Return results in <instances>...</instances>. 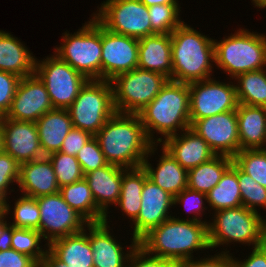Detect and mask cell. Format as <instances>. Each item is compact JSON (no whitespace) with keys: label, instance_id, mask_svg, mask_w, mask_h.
Listing matches in <instances>:
<instances>
[{"label":"cell","instance_id":"51","mask_svg":"<svg viewBox=\"0 0 266 267\" xmlns=\"http://www.w3.org/2000/svg\"><path fill=\"white\" fill-rule=\"evenodd\" d=\"M264 216L265 218L261 225L257 248L266 256V215Z\"/></svg>","mask_w":266,"mask_h":267},{"label":"cell","instance_id":"46","mask_svg":"<svg viewBox=\"0 0 266 267\" xmlns=\"http://www.w3.org/2000/svg\"><path fill=\"white\" fill-rule=\"evenodd\" d=\"M92 137L89 132L73 127L65 137L60 152L76 156Z\"/></svg>","mask_w":266,"mask_h":267},{"label":"cell","instance_id":"36","mask_svg":"<svg viewBox=\"0 0 266 267\" xmlns=\"http://www.w3.org/2000/svg\"><path fill=\"white\" fill-rule=\"evenodd\" d=\"M179 4H156L148 7L149 20L154 34H171L182 21Z\"/></svg>","mask_w":266,"mask_h":267},{"label":"cell","instance_id":"30","mask_svg":"<svg viewBox=\"0 0 266 267\" xmlns=\"http://www.w3.org/2000/svg\"><path fill=\"white\" fill-rule=\"evenodd\" d=\"M63 199L88 223L102 222L105 215L98 209L85 178L59 189Z\"/></svg>","mask_w":266,"mask_h":267},{"label":"cell","instance_id":"26","mask_svg":"<svg viewBox=\"0 0 266 267\" xmlns=\"http://www.w3.org/2000/svg\"><path fill=\"white\" fill-rule=\"evenodd\" d=\"M36 57L18 37L0 30V70L20 78L35 74Z\"/></svg>","mask_w":266,"mask_h":267},{"label":"cell","instance_id":"13","mask_svg":"<svg viewBox=\"0 0 266 267\" xmlns=\"http://www.w3.org/2000/svg\"><path fill=\"white\" fill-rule=\"evenodd\" d=\"M39 211V232L48 245L55 239L83 231L88 222L62 197L60 192L36 198Z\"/></svg>","mask_w":266,"mask_h":267},{"label":"cell","instance_id":"22","mask_svg":"<svg viewBox=\"0 0 266 267\" xmlns=\"http://www.w3.org/2000/svg\"><path fill=\"white\" fill-rule=\"evenodd\" d=\"M17 187L21 195L37 198L59 192L54 168L47 156L20 164Z\"/></svg>","mask_w":266,"mask_h":267},{"label":"cell","instance_id":"5","mask_svg":"<svg viewBox=\"0 0 266 267\" xmlns=\"http://www.w3.org/2000/svg\"><path fill=\"white\" fill-rule=\"evenodd\" d=\"M215 66L230 76L266 68V35L239 28L221 40L214 39Z\"/></svg>","mask_w":266,"mask_h":267},{"label":"cell","instance_id":"19","mask_svg":"<svg viewBox=\"0 0 266 267\" xmlns=\"http://www.w3.org/2000/svg\"><path fill=\"white\" fill-rule=\"evenodd\" d=\"M3 151L19 164L45 157L35 122L16 121L1 117Z\"/></svg>","mask_w":266,"mask_h":267},{"label":"cell","instance_id":"41","mask_svg":"<svg viewBox=\"0 0 266 267\" xmlns=\"http://www.w3.org/2000/svg\"><path fill=\"white\" fill-rule=\"evenodd\" d=\"M20 164L8 153H0V194L9 202V196L15 192L13 183L18 184ZM12 188V189H11ZM9 191V192H8Z\"/></svg>","mask_w":266,"mask_h":267},{"label":"cell","instance_id":"29","mask_svg":"<svg viewBox=\"0 0 266 267\" xmlns=\"http://www.w3.org/2000/svg\"><path fill=\"white\" fill-rule=\"evenodd\" d=\"M147 177V172L142 166L137 168L123 167L120 198L115 207L121 210L122 215H126L127 219H130L132 222L140 212L141 193Z\"/></svg>","mask_w":266,"mask_h":267},{"label":"cell","instance_id":"53","mask_svg":"<svg viewBox=\"0 0 266 267\" xmlns=\"http://www.w3.org/2000/svg\"><path fill=\"white\" fill-rule=\"evenodd\" d=\"M9 217L5 216L4 214L0 215V234L10 225V222L7 221Z\"/></svg>","mask_w":266,"mask_h":267},{"label":"cell","instance_id":"38","mask_svg":"<svg viewBox=\"0 0 266 267\" xmlns=\"http://www.w3.org/2000/svg\"><path fill=\"white\" fill-rule=\"evenodd\" d=\"M233 162L266 188V151L264 149L240 150L233 157Z\"/></svg>","mask_w":266,"mask_h":267},{"label":"cell","instance_id":"11","mask_svg":"<svg viewBox=\"0 0 266 267\" xmlns=\"http://www.w3.org/2000/svg\"><path fill=\"white\" fill-rule=\"evenodd\" d=\"M91 15L107 30L140 39L152 35L148 7L140 0H105Z\"/></svg>","mask_w":266,"mask_h":267},{"label":"cell","instance_id":"1","mask_svg":"<svg viewBox=\"0 0 266 267\" xmlns=\"http://www.w3.org/2000/svg\"><path fill=\"white\" fill-rule=\"evenodd\" d=\"M94 137L106 161L124 168L142 166L153 145L138 114L115 112Z\"/></svg>","mask_w":266,"mask_h":267},{"label":"cell","instance_id":"52","mask_svg":"<svg viewBox=\"0 0 266 267\" xmlns=\"http://www.w3.org/2000/svg\"><path fill=\"white\" fill-rule=\"evenodd\" d=\"M143 4H145L147 7H151L153 5L159 4H179L178 0H140Z\"/></svg>","mask_w":266,"mask_h":267},{"label":"cell","instance_id":"24","mask_svg":"<svg viewBox=\"0 0 266 267\" xmlns=\"http://www.w3.org/2000/svg\"><path fill=\"white\" fill-rule=\"evenodd\" d=\"M139 40L138 65L143 70L172 78V49L170 34H154Z\"/></svg>","mask_w":266,"mask_h":267},{"label":"cell","instance_id":"2","mask_svg":"<svg viewBox=\"0 0 266 267\" xmlns=\"http://www.w3.org/2000/svg\"><path fill=\"white\" fill-rule=\"evenodd\" d=\"M138 245L153 256L179 264L193 259L196 251L211 249L207 223L174 216L151 229L138 241Z\"/></svg>","mask_w":266,"mask_h":267},{"label":"cell","instance_id":"9","mask_svg":"<svg viewBox=\"0 0 266 267\" xmlns=\"http://www.w3.org/2000/svg\"><path fill=\"white\" fill-rule=\"evenodd\" d=\"M168 80L161 73L138 67L115 76L110 82L116 112L138 114L158 95Z\"/></svg>","mask_w":266,"mask_h":267},{"label":"cell","instance_id":"16","mask_svg":"<svg viewBox=\"0 0 266 267\" xmlns=\"http://www.w3.org/2000/svg\"><path fill=\"white\" fill-rule=\"evenodd\" d=\"M53 109L45 84L33 74L20 79L10 109L4 117L16 121L36 122Z\"/></svg>","mask_w":266,"mask_h":267},{"label":"cell","instance_id":"39","mask_svg":"<svg viewBox=\"0 0 266 267\" xmlns=\"http://www.w3.org/2000/svg\"><path fill=\"white\" fill-rule=\"evenodd\" d=\"M51 161L59 188L84 178L76 156L55 152L47 156Z\"/></svg>","mask_w":266,"mask_h":267},{"label":"cell","instance_id":"33","mask_svg":"<svg viewBox=\"0 0 266 267\" xmlns=\"http://www.w3.org/2000/svg\"><path fill=\"white\" fill-rule=\"evenodd\" d=\"M233 81L238 103L266 107V68L240 74Z\"/></svg>","mask_w":266,"mask_h":267},{"label":"cell","instance_id":"37","mask_svg":"<svg viewBox=\"0 0 266 267\" xmlns=\"http://www.w3.org/2000/svg\"><path fill=\"white\" fill-rule=\"evenodd\" d=\"M231 167L237 172L242 205L247 209L258 213L260 208L265 211L266 188L253 180L250 175L243 172L234 162L231 164Z\"/></svg>","mask_w":266,"mask_h":267},{"label":"cell","instance_id":"4","mask_svg":"<svg viewBox=\"0 0 266 267\" xmlns=\"http://www.w3.org/2000/svg\"><path fill=\"white\" fill-rule=\"evenodd\" d=\"M171 81L190 84L214 75V39L183 22L171 34Z\"/></svg>","mask_w":266,"mask_h":267},{"label":"cell","instance_id":"45","mask_svg":"<svg viewBox=\"0 0 266 267\" xmlns=\"http://www.w3.org/2000/svg\"><path fill=\"white\" fill-rule=\"evenodd\" d=\"M221 251L214 255H207L204 258L195 256V258L180 263V267H234L231 253L227 248L220 247ZM196 259V260H195Z\"/></svg>","mask_w":266,"mask_h":267},{"label":"cell","instance_id":"28","mask_svg":"<svg viewBox=\"0 0 266 267\" xmlns=\"http://www.w3.org/2000/svg\"><path fill=\"white\" fill-rule=\"evenodd\" d=\"M40 146L44 156L59 152L73 123L67 109H53L36 122Z\"/></svg>","mask_w":266,"mask_h":267},{"label":"cell","instance_id":"42","mask_svg":"<svg viewBox=\"0 0 266 267\" xmlns=\"http://www.w3.org/2000/svg\"><path fill=\"white\" fill-rule=\"evenodd\" d=\"M76 157L84 175L108 164L94 136L83 146Z\"/></svg>","mask_w":266,"mask_h":267},{"label":"cell","instance_id":"25","mask_svg":"<svg viewBox=\"0 0 266 267\" xmlns=\"http://www.w3.org/2000/svg\"><path fill=\"white\" fill-rule=\"evenodd\" d=\"M236 114L240 150L264 149L266 147V107L238 103Z\"/></svg>","mask_w":266,"mask_h":267},{"label":"cell","instance_id":"21","mask_svg":"<svg viewBox=\"0 0 266 267\" xmlns=\"http://www.w3.org/2000/svg\"><path fill=\"white\" fill-rule=\"evenodd\" d=\"M186 170L197 167L216 156L210 146L191 128L160 143Z\"/></svg>","mask_w":266,"mask_h":267},{"label":"cell","instance_id":"23","mask_svg":"<svg viewBox=\"0 0 266 267\" xmlns=\"http://www.w3.org/2000/svg\"><path fill=\"white\" fill-rule=\"evenodd\" d=\"M122 175L123 167L109 163L84 175L98 209L106 216L104 220L110 217L109 207L120 198Z\"/></svg>","mask_w":266,"mask_h":267},{"label":"cell","instance_id":"17","mask_svg":"<svg viewBox=\"0 0 266 267\" xmlns=\"http://www.w3.org/2000/svg\"><path fill=\"white\" fill-rule=\"evenodd\" d=\"M172 206L174 197L147 177L141 193L140 212L133 223L131 222L134 225L131 227V237L139 241L151 229L172 217Z\"/></svg>","mask_w":266,"mask_h":267},{"label":"cell","instance_id":"55","mask_svg":"<svg viewBox=\"0 0 266 267\" xmlns=\"http://www.w3.org/2000/svg\"><path fill=\"white\" fill-rule=\"evenodd\" d=\"M6 206V199L0 194V215L4 214Z\"/></svg>","mask_w":266,"mask_h":267},{"label":"cell","instance_id":"34","mask_svg":"<svg viewBox=\"0 0 266 267\" xmlns=\"http://www.w3.org/2000/svg\"><path fill=\"white\" fill-rule=\"evenodd\" d=\"M17 197L19 198L14 200L13 207L10 205L11 202H6L4 215L12 216L13 222L10 224L15 228L33 229L39 232L40 211L36 198L24 195Z\"/></svg>","mask_w":266,"mask_h":267},{"label":"cell","instance_id":"12","mask_svg":"<svg viewBox=\"0 0 266 267\" xmlns=\"http://www.w3.org/2000/svg\"><path fill=\"white\" fill-rule=\"evenodd\" d=\"M234 83V84H233ZM190 122L237 109L235 82L212 77L189 84Z\"/></svg>","mask_w":266,"mask_h":267},{"label":"cell","instance_id":"15","mask_svg":"<svg viewBox=\"0 0 266 267\" xmlns=\"http://www.w3.org/2000/svg\"><path fill=\"white\" fill-rule=\"evenodd\" d=\"M139 40L113 33L102 26L101 80L129 72L138 65Z\"/></svg>","mask_w":266,"mask_h":267},{"label":"cell","instance_id":"10","mask_svg":"<svg viewBox=\"0 0 266 267\" xmlns=\"http://www.w3.org/2000/svg\"><path fill=\"white\" fill-rule=\"evenodd\" d=\"M35 74L45 84L54 109H67L88 79L56 54L35 61Z\"/></svg>","mask_w":266,"mask_h":267},{"label":"cell","instance_id":"7","mask_svg":"<svg viewBox=\"0 0 266 267\" xmlns=\"http://www.w3.org/2000/svg\"><path fill=\"white\" fill-rule=\"evenodd\" d=\"M208 220L209 243L211 250L225 248L232 244L257 247L264 216L246 207L222 209L213 212ZM233 242V243H232ZM229 245V246H228Z\"/></svg>","mask_w":266,"mask_h":267},{"label":"cell","instance_id":"35","mask_svg":"<svg viewBox=\"0 0 266 267\" xmlns=\"http://www.w3.org/2000/svg\"><path fill=\"white\" fill-rule=\"evenodd\" d=\"M40 232L33 229L15 228L12 225L11 248L32 257L38 264L48 251V244ZM44 248V249H43Z\"/></svg>","mask_w":266,"mask_h":267},{"label":"cell","instance_id":"50","mask_svg":"<svg viewBox=\"0 0 266 267\" xmlns=\"http://www.w3.org/2000/svg\"><path fill=\"white\" fill-rule=\"evenodd\" d=\"M12 240V225L10 224L2 234H0V251L9 250Z\"/></svg>","mask_w":266,"mask_h":267},{"label":"cell","instance_id":"32","mask_svg":"<svg viewBox=\"0 0 266 267\" xmlns=\"http://www.w3.org/2000/svg\"><path fill=\"white\" fill-rule=\"evenodd\" d=\"M207 203L209 210H214L213 212L242 206L237 172L231 166L218 184L207 193Z\"/></svg>","mask_w":266,"mask_h":267},{"label":"cell","instance_id":"47","mask_svg":"<svg viewBox=\"0 0 266 267\" xmlns=\"http://www.w3.org/2000/svg\"><path fill=\"white\" fill-rule=\"evenodd\" d=\"M0 267H39V264L32 257L10 248L0 251Z\"/></svg>","mask_w":266,"mask_h":267},{"label":"cell","instance_id":"48","mask_svg":"<svg viewBox=\"0 0 266 267\" xmlns=\"http://www.w3.org/2000/svg\"><path fill=\"white\" fill-rule=\"evenodd\" d=\"M251 249V254L246 255V258L242 260L241 258L239 260L238 257L233 256V253H231L234 267H266V256L257 247Z\"/></svg>","mask_w":266,"mask_h":267},{"label":"cell","instance_id":"44","mask_svg":"<svg viewBox=\"0 0 266 267\" xmlns=\"http://www.w3.org/2000/svg\"><path fill=\"white\" fill-rule=\"evenodd\" d=\"M20 79L15 74L0 70V117L9 111Z\"/></svg>","mask_w":266,"mask_h":267},{"label":"cell","instance_id":"6","mask_svg":"<svg viewBox=\"0 0 266 267\" xmlns=\"http://www.w3.org/2000/svg\"><path fill=\"white\" fill-rule=\"evenodd\" d=\"M90 16L78 31L62 33L53 53L88 80H101L102 25Z\"/></svg>","mask_w":266,"mask_h":267},{"label":"cell","instance_id":"27","mask_svg":"<svg viewBox=\"0 0 266 267\" xmlns=\"http://www.w3.org/2000/svg\"><path fill=\"white\" fill-rule=\"evenodd\" d=\"M48 246V249L68 267H93L89 223L83 231L55 239Z\"/></svg>","mask_w":266,"mask_h":267},{"label":"cell","instance_id":"20","mask_svg":"<svg viewBox=\"0 0 266 267\" xmlns=\"http://www.w3.org/2000/svg\"><path fill=\"white\" fill-rule=\"evenodd\" d=\"M160 146V147H158ZM161 148V156L156 160L157 167L149 162L151 156L158 154L157 149ZM149 158V159H148ZM142 167L146 170L148 178L173 197L177 196L188 185V170L183 168L169 152L159 144H153L149 149Z\"/></svg>","mask_w":266,"mask_h":267},{"label":"cell","instance_id":"40","mask_svg":"<svg viewBox=\"0 0 266 267\" xmlns=\"http://www.w3.org/2000/svg\"><path fill=\"white\" fill-rule=\"evenodd\" d=\"M206 201V202H205ZM181 205L184 207V209L189 213H193V217L187 218H180L173 215L175 218L181 219V220H190V221H197V222H205L209 223L206 219L203 220L202 216H205L206 210L208 209L207 204V194L198 192L195 190H191L188 187L182 190L177 196L174 197V206L175 205ZM203 214V215H202Z\"/></svg>","mask_w":266,"mask_h":267},{"label":"cell","instance_id":"31","mask_svg":"<svg viewBox=\"0 0 266 267\" xmlns=\"http://www.w3.org/2000/svg\"><path fill=\"white\" fill-rule=\"evenodd\" d=\"M233 163V158L216 155L207 162L188 170V185L191 190L207 194L221 180L224 172Z\"/></svg>","mask_w":266,"mask_h":267},{"label":"cell","instance_id":"18","mask_svg":"<svg viewBox=\"0 0 266 267\" xmlns=\"http://www.w3.org/2000/svg\"><path fill=\"white\" fill-rule=\"evenodd\" d=\"M108 220L89 223V241L93 250V267H126L128 259L138 245V241L131 239L129 246H124L120 239H116L111 232ZM111 230V231H110ZM127 248L128 250L124 249Z\"/></svg>","mask_w":266,"mask_h":267},{"label":"cell","instance_id":"3","mask_svg":"<svg viewBox=\"0 0 266 267\" xmlns=\"http://www.w3.org/2000/svg\"><path fill=\"white\" fill-rule=\"evenodd\" d=\"M138 115L153 144H160L168 137L190 128L189 84L168 80ZM157 133L161 137L155 136Z\"/></svg>","mask_w":266,"mask_h":267},{"label":"cell","instance_id":"43","mask_svg":"<svg viewBox=\"0 0 266 267\" xmlns=\"http://www.w3.org/2000/svg\"><path fill=\"white\" fill-rule=\"evenodd\" d=\"M126 267H180V264L170 259L153 256L137 245L132 251Z\"/></svg>","mask_w":266,"mask_h":267},{"label":"cell","instance_id":"56","mask_svg":"<svg viewBox=\"0 0 266 267\" xmlns=\"http://www.w3.org/2000/svg\"><path fill=\"white\" fill-rule=\"evenodd\" d=\"M3 152V129L0 119V153Z\"/></svg>","mask_w":266,"mask_h":267},{"label":"cell","instance_id":"14","mask_svg":"<svg viewBox=\"0 0 266 267\" xmlns=\"http://www.w3.org/2000/svg\"><path fill=\"white\" fill-rule=\"evenodd\" d=\"M216 155L234 157L240 151L236 110L196 120L190 127Z\"/></svg>","mask_w":266,"mask_h":267},{"label":"cell","instance_id":"54","mask_svg":"<svg viewBox=\"0 0 266 267\" xmlns=\"http://www.w3.org/2000/svg\"><path fill=\"white\" fill-rule=\"evenodd\" d=\"M251 3L254 5V8L256 7L263 10L266 8V0H252Z\"/></svg>","mask_w":266,"mask_h":267},{"label":"cell","instance_id":"8","mask_svg":"<svg viewBox=\"0 0 266 267\" xmlns=\"http://www.w3.org/2000/svg\"><path fill=\"white\" fill-rule=\"evenodd\" d=\"M67 110L73 127L94 136L116 112L111 82L88 80Z\"/></svg>","mask_w":266,"mask_h":267},{"label":"cell","instance_id":"49","mask_svg":"<svg viewBox=\"0 0 266 267\" xmlns=\"http://www.w3.org/2000/svg\"><path fill=\"white\" fill-rule=\"evenodd\" d=\"M39 267H68V265L60 261L49 249L39 263Z\"/></svg>","mask_w":266,"mask_h":267}]
</instances>
